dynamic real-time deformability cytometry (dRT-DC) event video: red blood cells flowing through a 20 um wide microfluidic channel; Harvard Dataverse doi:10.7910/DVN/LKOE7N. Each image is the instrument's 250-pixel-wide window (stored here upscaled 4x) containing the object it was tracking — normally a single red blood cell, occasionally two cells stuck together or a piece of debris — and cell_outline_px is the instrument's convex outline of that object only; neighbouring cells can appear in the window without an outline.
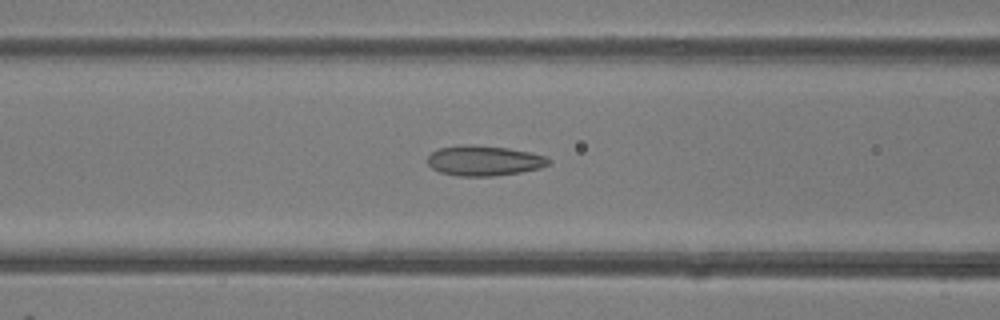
{"species": "common noctule bat (a hibernating species)", "species_latin": "Nyctalus noctula", "temperature_condition": "room temperature", "stored_images_in_passage": 49, "camera_frame_rate_fps": 3000, "um_per_image_px": 0.085, "animal": {"sex": "female"}, "frame": {"image": 1, "passage_image": 20, "time_ms": 6.333, "image_size_px": [1000, 320], "cell_outline_px": [[552, 160], [548, 164], [540, 168], [520, 172], [492, 176], [460, 176], [440, 172], [432, 168], [428, 164], [428, 156], [432, 152], [440, 148], [464, 144], [472, 144], [508, 148], [548, 156]], "centroid_in_image_um": [41.16, 13.65], "position_along_channel_um": 125.4, "area_um2": 21.27}}
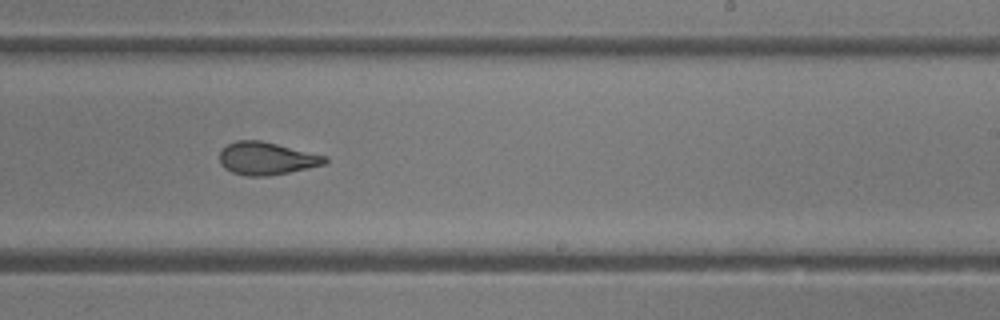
{"frame": {"image": 2, "passage_image": 30, "time_ms": 9.667, "image_size_px": [1000, 320], "cell_outline_px": [[328, 160], [324, 164], [308, 168], [268, 176], [248, 176], [232, 172], [224, 168], [220, 164], [220, 152], [228, 144], [236, 140], [260, 140], [328, 156]], "centroid_in_image_um": [22.66, 13.46], "position_along_channel_um": 266.3, "area_um2": 20.0}}
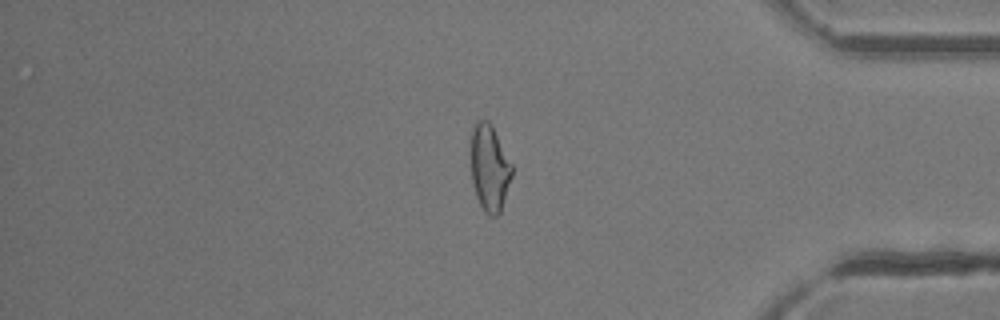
{"frame": {"image": 3, "passage_image": 41, "time_ms": 13.333, "image_size_px": [1000, 320], "cell_outline_px": [[512, 176], [500, 212], [496, 216], [488, 216], [484, 212], [476, 196], [472, 184], [468, 144], [472, 124], [476, 120], [488, 120], [492, 124], [512, 164]], "centroid_in_image_um": [41.55, 14.2], "position_along_channel_um": 393.7, "area_um2": 21.56}, "authors_computed_cell_mechanics": {"area_um2": 21.6172, "velocity_mm_per_s": 4.2323, "shape_relaxation_time_tau1_ms": 9.4753, "shape_relaxation_time_tau2_ms": 1.9021, "deformation_change_tau1": 0.2257, "deformation_change_tau2": 0.089}}